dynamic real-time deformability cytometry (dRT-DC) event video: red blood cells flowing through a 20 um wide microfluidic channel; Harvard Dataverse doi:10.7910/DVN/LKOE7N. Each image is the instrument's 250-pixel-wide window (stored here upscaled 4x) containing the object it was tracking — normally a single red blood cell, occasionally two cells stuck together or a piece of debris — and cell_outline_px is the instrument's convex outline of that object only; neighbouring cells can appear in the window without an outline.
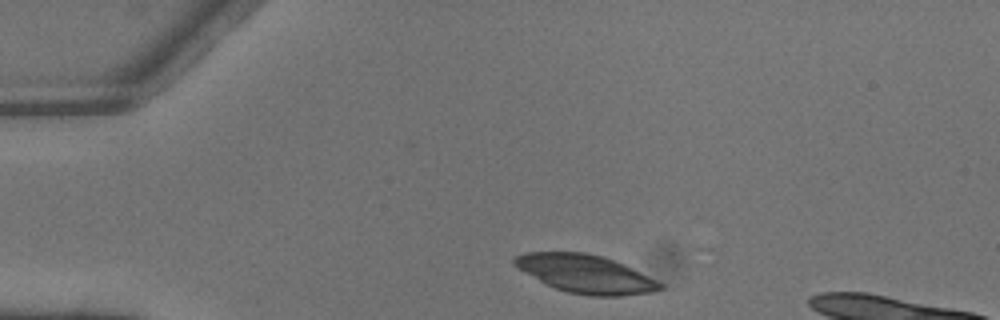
{"species": "common noctule bat (a hibernating species)", "species_latin": "Nyctalus noctula", "temperature_condition": "warm", "stored_images_in_passage": 2, "camera_frame_rate_fps": 3000, "um_per_image_px": 0.085, "animal": {"sex": "male", "body_mass_g": 13.3}, "frame": {"image": 1, "passage_image": 1, "time_ms": 0.0, "image_size_px": [1000, 320], "cell_outline_px": [[664, 288], [652, 292], [620, 296], [592, 296], [568, 292], [556, 288], [516, 268], [512, 264], [512, 260], [516, 256], [524, 252], [584, 252], [600, 256], [624, 264], [664, 284]], "centroid_in_image_um": [49.76, 23.28], "position_along_channel_um": 35.2, "area_um2": 32.14}}